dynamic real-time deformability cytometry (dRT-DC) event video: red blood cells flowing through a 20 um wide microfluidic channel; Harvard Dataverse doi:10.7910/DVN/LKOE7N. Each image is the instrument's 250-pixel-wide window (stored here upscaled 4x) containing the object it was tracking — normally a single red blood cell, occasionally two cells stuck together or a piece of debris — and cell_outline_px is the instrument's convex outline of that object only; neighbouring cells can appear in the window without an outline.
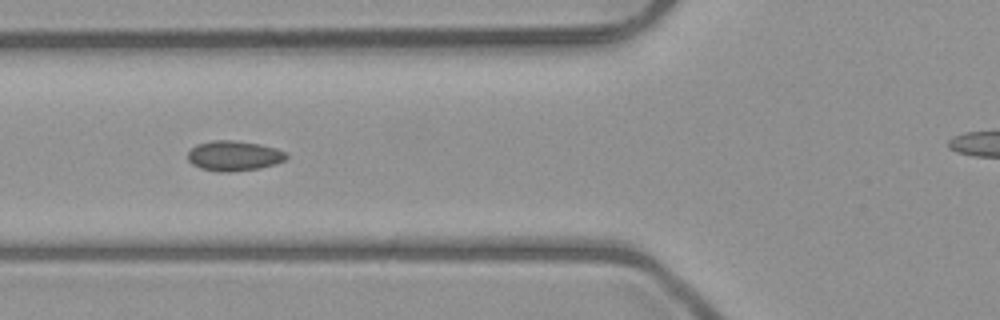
{"species": "common noctule bat (a hibernating species)", "species_latin": "Nyctalus noctula", "temperature_condition": "room temperature", "stored_images_in_passage": 6, "camera_frame_rate_fps": 3000, "um_per_image_px": 0.085, "animal": {"sex": "male", "body_mass_g": 23.1, "forearm_length_mm": 52.7}, "frame": {"image": 1, "passage_image": 3, "time_ms": 2.333, "image_size_px": [1000, 320], "cell_outline_px": [[288, 156], [284, 160], [276, 164], [260, 168], [228, 172], [220, 172], [200, 168], [192, 164], [188, 160], [188, 152], [196, 144], [212, 140], [232, 140], [260, 144], [276, 148], [284, 152]], "centroid_in_image_um": [19.87, 13.24], "position_along_channel_um": 105.9, "area_um2": 17.28}}
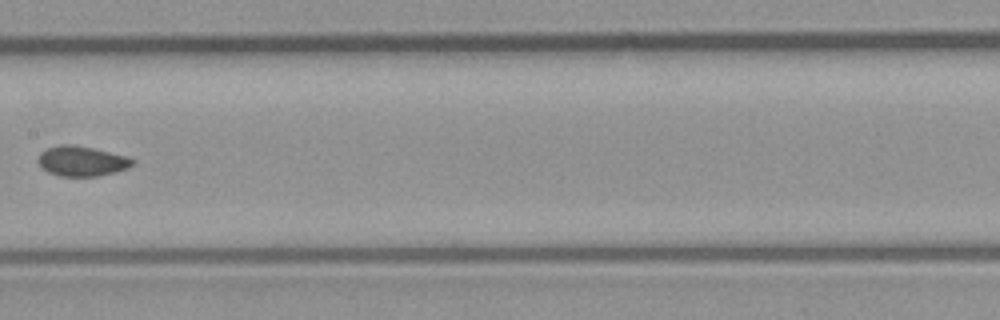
{"frame": {"image": 2, "passage_image": 5, "time_ms": 4.667, "image_size_px": [1000, 320], "cell_outline_px": [[136, 160], [128, 168], [116, 172], [96, 176], [60, 176], [48, 172], [40, 168], [36, 160], [40, 152], [48, 148], [60, 144], [72, 144], [92, 148], [124, 156]], "centroid_in_image_um": [6.89, 13.7], "position_along_channel_um": 200.5, "area_um2": 16.53}}
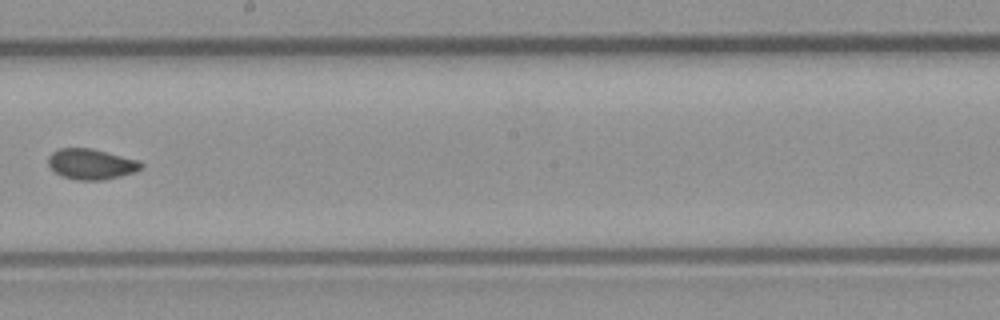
{"frame": {"image": 3, "passage_image": 6, "time_ms": 5.667, "image_size_px": [1000, 320], "cell_outline_px": [[144, 168], [120, 176], [104, 180], [76, 180], [60, 176], [48, 164], [48, 156], [52, 152], [60, 148], [92, 148], [140, 160], [144, 164]], "centroid_in_image_um": [7.77, 13.94], "position_along_channel_um": 240.4, "area_um2": 16.7}}